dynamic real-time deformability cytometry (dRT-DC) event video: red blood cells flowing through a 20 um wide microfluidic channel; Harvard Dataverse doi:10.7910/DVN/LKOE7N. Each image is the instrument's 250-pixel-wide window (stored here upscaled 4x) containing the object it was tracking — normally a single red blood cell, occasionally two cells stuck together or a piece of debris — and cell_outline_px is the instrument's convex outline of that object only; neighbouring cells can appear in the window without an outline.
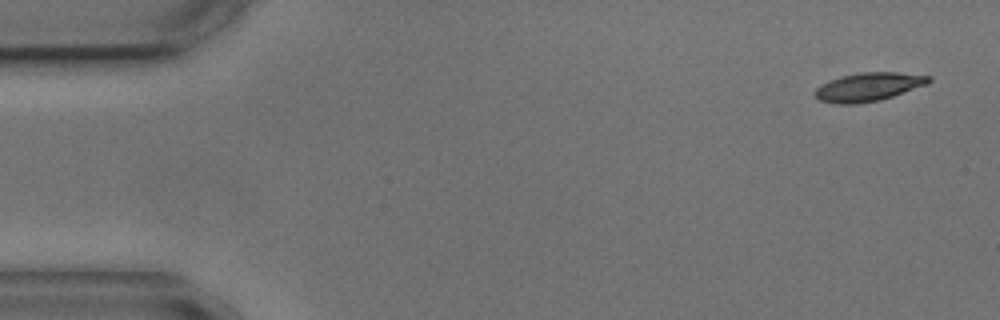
{"species": "common noctule bat (a hibernating species)", "species_latin": "Nyctalus noctula", "temperature_condition": "cold", "stored_images_in_passage": 4, "camera_frame_rate_fps": 3000, "um_per_image_px": 0.085, "animal": {"sex": "male", "body_mass_g": 17.9, "forearm_length_mm": 54.2}, "frame": {"image": 1, "passage_image": 1, "time_ms": 0.0, "image_size_px": [1000, 320], "cell_outline_px": [[932, 80], [928, 84], [880, 100], [856, 104], [840, 104], [820, 100], [812, 92], [816, 88], [832, 80], [844, 76], [860, 72], [896, 72], [932, 76]], "centroid_in_image_um": [73.86, 7.38], "position_along_channel_um": 11.1, "area_um2": 18.67}}
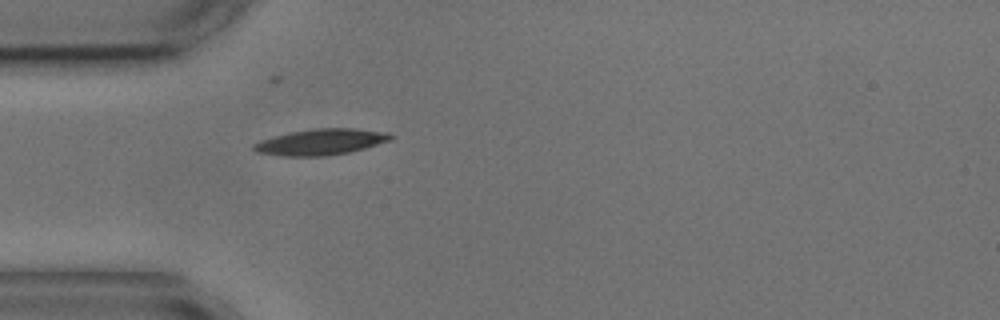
{"frame": {"image": 2, "passage_image": 4, "time_ms": 4.333, "image_size_px": [1000, 320], "cell_outline_px": [[396, 136], [392, 140], [364, 148], [348, 152], [328, 156], [280, 156], [256, 152], [252, 148], [252, 144], [260, 140], [288, 132], [316, 128], [356, 128], [388, 132]], "centroid_in_image_um": [27.28, 12.06], "position_along_channel_um": 57.7, "area_um2": 21.04}}